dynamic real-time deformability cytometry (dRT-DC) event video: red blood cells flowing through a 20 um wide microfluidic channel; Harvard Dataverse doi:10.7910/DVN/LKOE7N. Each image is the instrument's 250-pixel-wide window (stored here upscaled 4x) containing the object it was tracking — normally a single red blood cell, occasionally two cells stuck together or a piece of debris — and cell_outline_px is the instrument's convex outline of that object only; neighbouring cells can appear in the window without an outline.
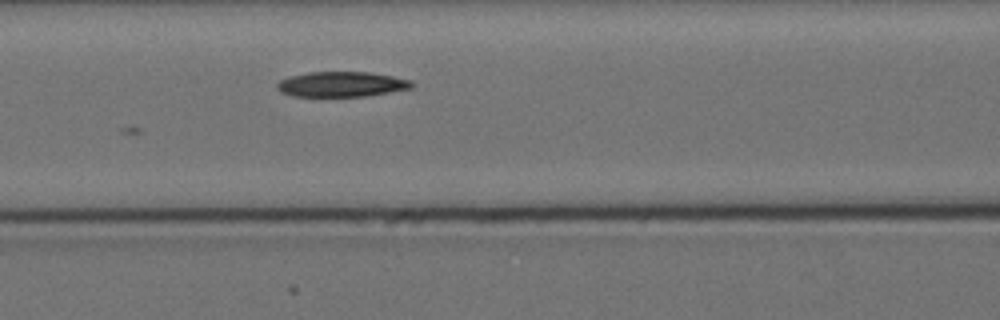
{"species": "Egyptian fruit bat (a non-hibernating species)", "species_latin": "Rousettus aegyptiacus", "temperature_condition": "cold", "stored_images_in_passage": 3, "camera_frame_rate_fps": 3000, "um_per_image_px": 0.085, "animal": {"sex": "female"}, "frame": {"image": 1, "passage_image": 3, "time_ms": 2.333, "image_size_px": [1000, 320], "cell_outline_px": [[416, 84], [412, 88], [368, 96], [292, 96], [280, 92], [276, 88], [276, 84], [280, 80], [288, 76], [308, 72], [368, 72], [392, 76], [412, 80]], "centroid_in_image_um": [29.03, 7.16], "position_along_channel_um": 137.6, "area_um2": 19.94}}